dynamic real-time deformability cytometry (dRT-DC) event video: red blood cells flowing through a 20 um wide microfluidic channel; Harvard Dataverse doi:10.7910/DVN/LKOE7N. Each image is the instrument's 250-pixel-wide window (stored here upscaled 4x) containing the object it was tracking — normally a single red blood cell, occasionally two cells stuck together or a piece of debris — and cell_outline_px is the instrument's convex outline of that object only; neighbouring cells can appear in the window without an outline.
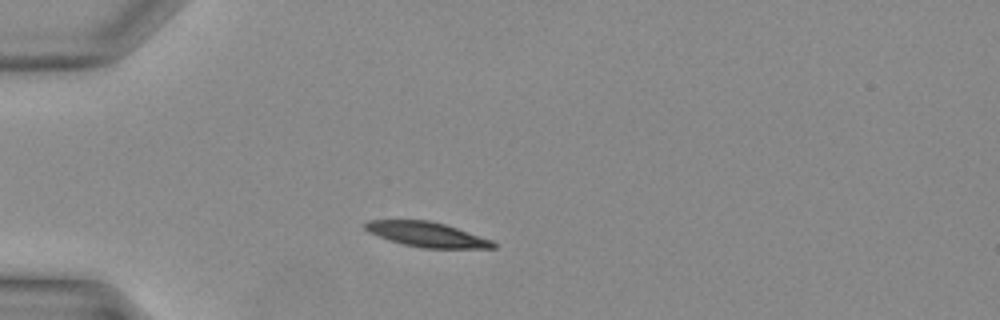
{"species": "Egyptian fruit bat (a non-hibernating species)", "species_latin": "Rousettus aegyptiacus", "temperature_condition": "warm", "stored_images_in_passage": 30, "camera_frame_rate_fps": 3000, "um_per_image_px": 0.085, "animal": {"sex": "female"}, "frame": {"image": 1, "passage_image": 6, "time_ms": 1.667, "image_size_px": [1000, 320], "cell_outline_px": [[496, 248], [424, 248], [404, 244], [368, 232], [364, 228], [364, 224], [368, 220], [428, 220], [444, 224], [492, 240], [496, 244]], "centroid_in_image_um": [36.29, 19.92], "position_along_channel_um": 48.7, "area_um2": 18.21}}
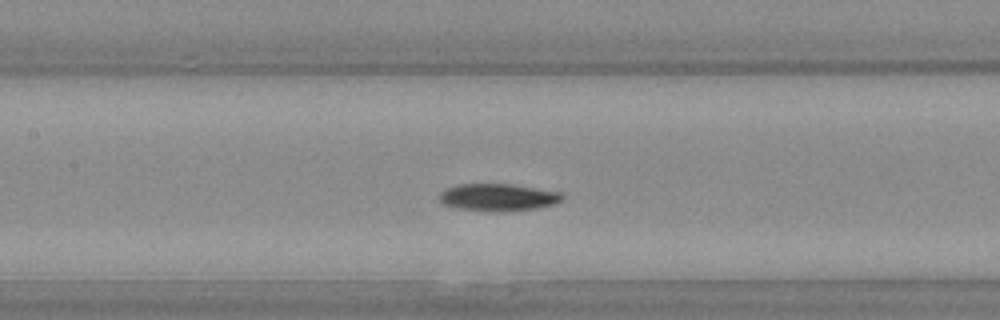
{"frame": {"image": 2, "passage_image": 14, "time_ms": 4.333, "image_size_px": [1000, 320], "cell_outline_px": [[564, 196], [560, 200], [552, 204], [536, 208], [500, 212], [492, 212], [460, 208], [444, 204], [440, 200], [440, 192], [444, 188], [456, 184], [512, 184], [560, 192]], "centroid_in_image_um": [42.3, 16.76], "position_along_channel_um": 165.1, "area_um2": 19.42}}
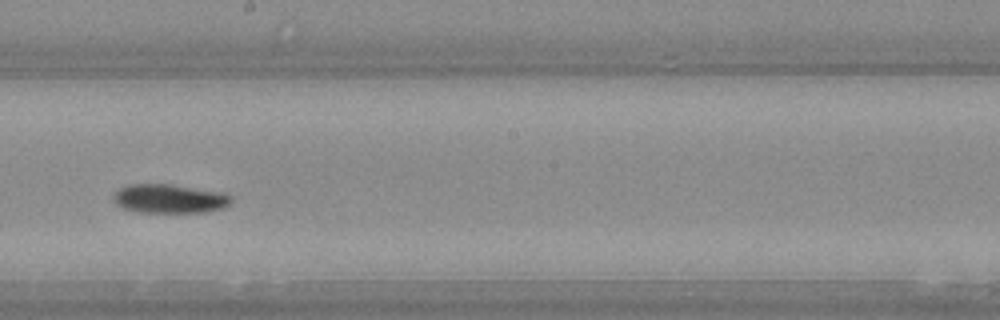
{"frame": {"image": 3, "passage_image": 18, "time_ms": 5.667, "image_size_px": [1000, 320], "cell_outline_px": [[232, 200], [228, 204], [220, 208], [204, 212], [136, 212], [124, 208], [116, 204], [116, 192], [120, 188], [128, 184], [168, 184], [220, 192], [232, 196]], "centroid_in_image_um": [14.4, 16.89], "position_along_channel_um": 233.8, "area_um2": 19.42}}